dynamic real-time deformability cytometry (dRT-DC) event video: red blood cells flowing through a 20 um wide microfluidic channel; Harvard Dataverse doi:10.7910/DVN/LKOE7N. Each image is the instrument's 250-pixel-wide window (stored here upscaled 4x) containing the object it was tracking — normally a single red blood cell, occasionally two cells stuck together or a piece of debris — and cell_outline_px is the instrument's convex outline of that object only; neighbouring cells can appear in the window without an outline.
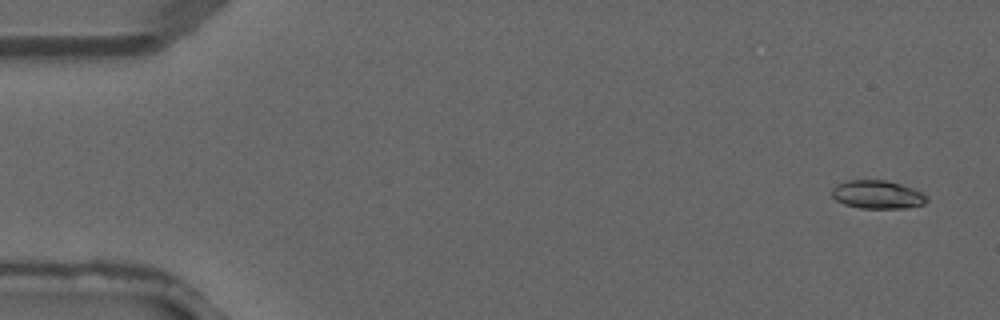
{"species": "common noctule bat (a hibernating species)", "species_latin": "Nyctalus noctula", "temperature_condition": "warm", "stored_images_in_passage": 2, "camera_frame_rate_fps": 3000, "um_per_image_px": 0.085, "animal": {"sex": "male", "forearm_length_mm": 52.5}, "frame": {"image": 1, "passage_image": 2, "time_ms": 0.333, "image_size_px": [1000, 320], "cell_outline_px": [[928, 200], [924, 204], [908, 208], [860, 208], [844, 204], [836, 200], [832, 196], [832, 188], [836, 184], [848, 180], [888, 180], [912, 188], [928, 196]], "centroid_in_image_um": [74.58, 16.54], "position_along_channel_um": 10.4, "area_um2": 15.72}}